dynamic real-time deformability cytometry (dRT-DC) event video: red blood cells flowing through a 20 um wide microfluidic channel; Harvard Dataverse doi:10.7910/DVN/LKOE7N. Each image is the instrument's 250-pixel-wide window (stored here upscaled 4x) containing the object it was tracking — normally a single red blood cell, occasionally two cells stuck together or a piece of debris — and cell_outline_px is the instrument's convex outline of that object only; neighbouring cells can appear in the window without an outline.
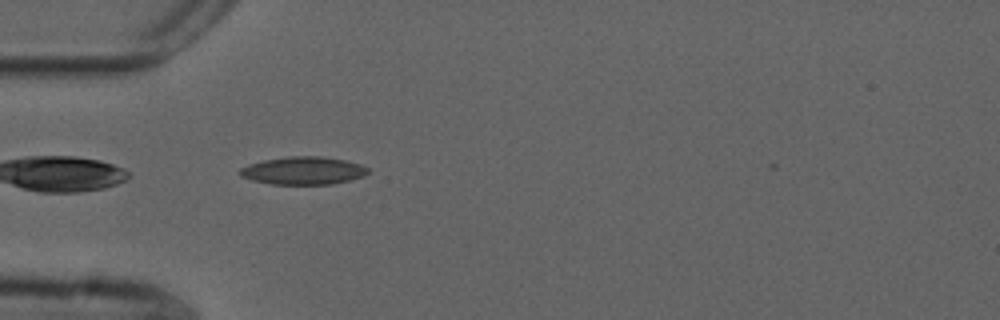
{"species": "common noctule bat (a hibernating species)", "species_latin": "Nyctalus noctula", "temperature_condition": "cold", "stored_images_in_passage": 35, "camera_frame_rate_fps": 3000, "um_per_image_px": 0.085, "animal": {"sex": "male", "forearm_length_mm": 52.5}, "frame": {"image": 1, "passage_image": 1, "time_ms": 0.0, "image_size_px": [1000, 320], "cell_outline_px": [[368, 172], [364, 176], [332, 184], [272, 184], [252, 180], [240, 176], [240, 168], [248, 164], [264, 160], [288, 156], [320, 156], [344, 160], [360, 164], [368, 168]], "centroid_in_image_um": [25.76, 14.5], "position_along_channel_um": 59.2, "area_um2": 20.63}}
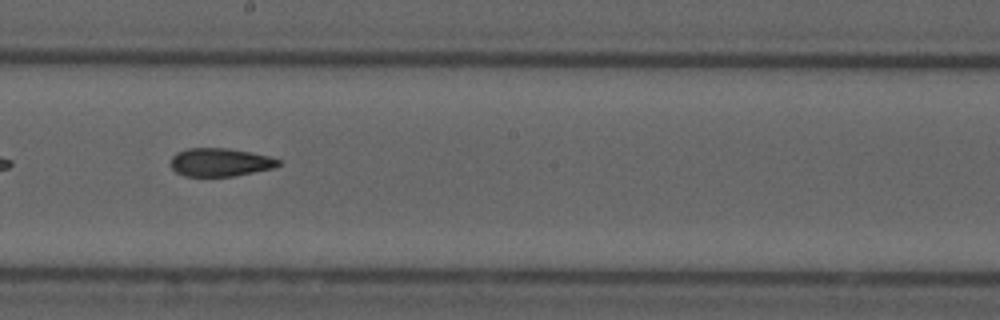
{"frame": {"image": 2, "passage_image": 15, "time_ms": 4.667, "image_size_px": [1000, 320], "cell_outline_px": [[280, 164], [276, 168], [232, 176], [184, 176], [176, 172], [172, 168], [172, 156], [176, 152], [188, 148], [228, 148], [268, 156], [280, 160]], "centroid_in_image_um": [18.71, 13.79], "position_along_channel_um": 229.5, "area_um2": 17.63}}
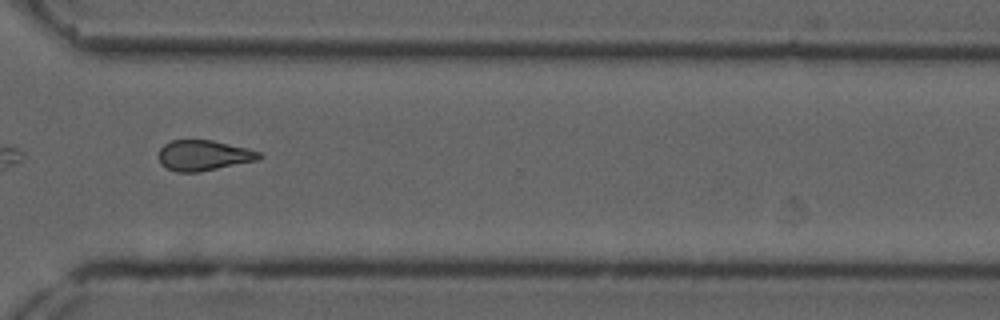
{"frame": {"image": 3, "passage_image": 25, "time_ms": 8.0, "image_size_px": [1000, 320], "cell_outline_px": [[264, 156], [256, 160], [200, 172], [176, 172], [160, 164], [156, 156], [160, 148], [164, 144], [172, 140], [212, 140], [248, 148], [260, 152]], "centroid_in_image_um": [17.27, 13.2], "position_along_channel_um": 353.3, "area_um2": 17.98}, "authors_computed_cell_mechanics": {"area_um2": 18.3226, "velocity_mm_per_s": 3.7209, "shape_relaxation_time_tau1_ms": 7.3459, "shape_relaxation_time_tau2_ms": 2.8489, "deformation_change_tau1": 0.1584, "deformation_change_tau2": 0.1031}}